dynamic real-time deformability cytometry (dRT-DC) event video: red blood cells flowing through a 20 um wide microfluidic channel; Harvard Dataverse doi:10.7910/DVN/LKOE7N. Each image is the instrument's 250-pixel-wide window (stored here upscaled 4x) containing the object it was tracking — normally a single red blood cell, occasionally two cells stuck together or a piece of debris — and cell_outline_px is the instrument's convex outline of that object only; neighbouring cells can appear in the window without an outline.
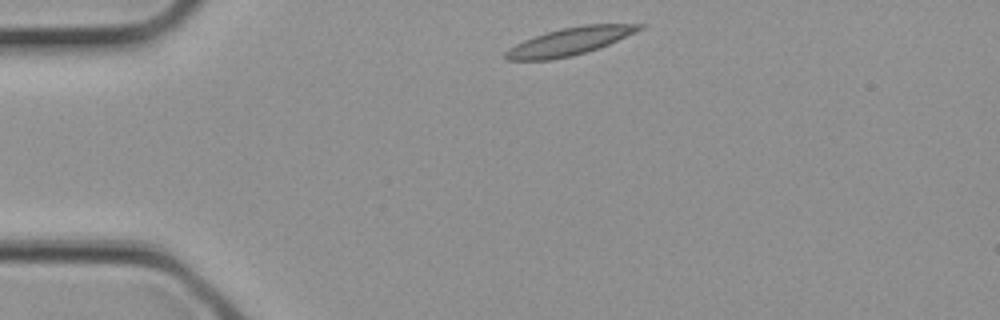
{"species": "common noctule bat (a hibernating species)", "species_latin": "Nyctalus noctula", "temperature_condition": "cold", "stored_images_in_passage": 2, "camera_frame_rate_fps": 3000, "um_per_image_px": 0.085, "animal": {"sex": "female", "body_mass_g": 21.9}, "frame": {"image": 1, "passage_image": 2, "time_ms": 0.333, "image_size_px": [1000, 320], "cell_outline_px": [[644, 28], [636, 32], [608, 44], [572, 56], [552, 60], [508, 60], [504, 56], [504, 52], [508, 48], [524, 40], [560, 28], [584, 24], [644, 24]], "centroid_in_image_um": [48.4, 3.52], "position_along_channel_um": 36.6, "area_um2": 21.27}}